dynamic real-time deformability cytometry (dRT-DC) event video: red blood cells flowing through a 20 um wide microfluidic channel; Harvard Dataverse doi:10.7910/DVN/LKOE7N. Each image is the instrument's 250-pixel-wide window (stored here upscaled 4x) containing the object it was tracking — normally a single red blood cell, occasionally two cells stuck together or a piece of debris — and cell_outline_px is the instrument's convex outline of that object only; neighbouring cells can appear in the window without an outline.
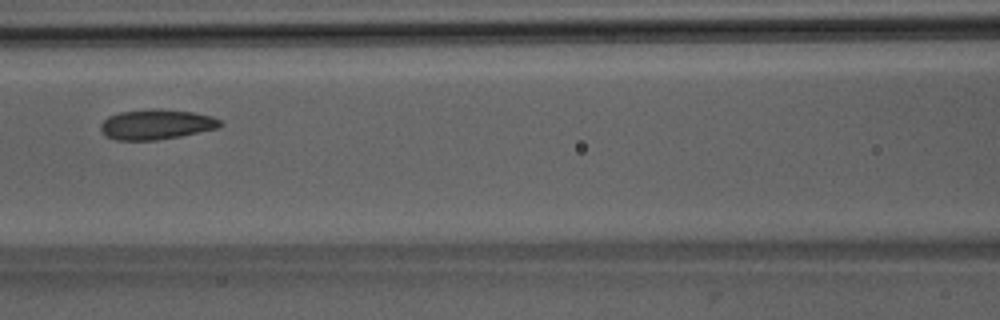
{"species": "Egyptian fruit bat (a non-hibernating species)", "species_latin": "Rousettus aegyptiacus", "temperature_condition": "room temperature", "stored_images_in_passage": 32, "camera_frame_rate_fps": 3000, "um_per_image_px": 0.085, "animal": {"sex": "male"}, "frame": {"image": 1, "passage_image": 10, "time_ms": 3.0, "image_size_px": [1000, 320], "cell_outline_px": [[224, 124], [216, 128], [180, 136], [156, 140], [116, 140], [104, 136], [100, 128], [100, 124], [108, 116], [120, 112], [152, 108], [160, 108], [196, 112], [212, 116], [220, 120]], "centroid_in_image_um": [13.27, 10.56], "position_along_channel_um": 153.3, "area_um2": 21.15}}